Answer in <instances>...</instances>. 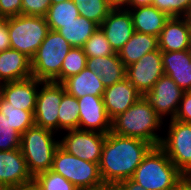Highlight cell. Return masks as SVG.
<instances>
[{
    "label": "cell",
    "mask_w": 191,
    "mask_h": 190,
    "mask_svg": "<svg viewBox=\"0 0 191 190\" xmlns=\"http://www.w3.org/2000/svg\"><path fill=\"white\" fill-rule=\"evenodd\" d=\"M153 147L144 140L108 132L99 162L104 184L117 186L121 181L130 179Z\"/></svg>",
    "instance_id": "cell-1"
},
{
    "label": "cell",
    "mask_w": 191,
    "mask_h": 190,
    "mask_svg": "<svg viewBox=\"0 0 191 190\" xmlns=\"http://www.w3.org/2000/svg\"><path fill=\"white\" fill-rule=\"evenodd\" d=\"M164 123L145 96H141L129 109L111 120V132L138 138L156 147L164 137L160 136Z\"/></svg>",
    "instance_id": "cell-2"
},
{
    "label": "cell",
    "mask_w": 191,
    "mask_h": 190,
    "mask_svg": "<svg viewBox=\"0 0 191 190\" xmlns=\"http://www.w3.org/2000/svg\"><path fill=\"white\" fill-rule=\"evenodd\" d=\"M131 179L147 190H173L184 180V175L171 162L166 152L156 146L147 153Z\"/></svg>",
    "instance_id": "cell-3"
},
{
    "label": "cell",
    "mask_w": 191,
    "mask_h": 190,
    "mask_svg": "<svg viewBox=\"0 0 191 190\" xmlns=\"http://www.w3.org/2000/svg\"><path fill=\"white\" fill-rule=\"evenodd\" d=\"M55 136V132L35 124L21 135L20 148L33 178L51 170L55 152L60 145Z\"/></svg>",
    "instance_id": "cell-4"
},
{
    "label": "cell",
    "mask_w": 191,
    "mask_h": 190,
    "mask_svg": "<svg viewBox=\"0 0 191 190\" xmlns=\"http://www.w3.org/2000/svg\"><path fill=\"white\" fill-rule=\"evenodd\" d=\"M72 46L58 32L49 30L36 54L31 59L32 77L40 81L61 83V68Z\"/></svg>",
    "instance_id": "cell-5"
},
{
    "label": "cell",
    "mask_w": 191,
    "mask_h": 190,
    "mask_svg": "<svg viewBox=\"0 0 191 190\" xmlns=\"http://www.w3.org/2000/svg\"><path fill=\"white\" fill-rule=\"evenodd\" d=\"M10 47L32 59L46 38L49 26L45 17L18 15L6 18Z\"/></svg>",
    "instance_id": "cell-6"
},
{
    "label": "cell",
    "mask_w": 191,
    "mask_h": 190,
    "mask_svg": "<svg viewBox=\"0 0 191 190\" xmlns=\"http://www.w3.org/2000/svg\"><path fill=\"white\" fill-rule=\"evenodd\" d=\"M51 170L62 175L79 190H92L105 186L98 163L73 156L60 145L55 152Z\"/></svg>",
    "instance_id": "cell-7"
},
{
    "label": "cell",
    "mask_w": 191,
    "mask_h": 190,
    "mask_svg": "<svg viewBox=\"0 0 191 190\" xmlns=\"http://www.w3.org/2000/svg\"><path fill=\"white\" fill-rule=\"evenodd\" d=\"M168 121L167 133L163 137L160 147L184 175L191 170V123H185L177 119Z\"/></svg>",
    "instance_id": "cell-8"
},
{
    "label": "cell",
    "mask_w": 191,
    "mask_h": 190,
    "mask_svg": "<svg viewBox=\"0 0 191 190\" xmlns=\"http://www.w3.org/2000/svg\"><path fill=\"white\" fill-rule=\"evenodd\" d=\"M65 93L62 83L43 81L40 84L34 111L35 125L58 132L59 106Z\"/></svg>",
    "instance_id": "cell-9"
},
{
    "label": "cell",
    "mask_w": 191,
    "mask_h": 190,
    "mask_svg": "<svg viewBox=\"0 0 191 190\" xmlns=\"http://www.w3.org/2000/svg\"><path fill=\"white\" fill-rule=\"evenodd\" d=\"M65 133L59 139V144L65 151L85 161L99 164L106 134L81 129H71Z\"/></svg>",
    "instance_id": "cell-10"
},
{
    "label": "cell",
    "mask_w": 191,
    "mask_h": 190,
    "mask_svg": "<svg viewBox=\"0 0 191 190\" xmlns=\"http://www.w3.org/2000/svg\"><path fill=\"white\" fill-rule=\"evenodd\" d=\"M184 92L173 79L162 75L145 95V98L156 111L157 116L164 122L166 116L170 120L175 119Z\"/></svg>",
    "instance_id": "cell-11"
},
{
    "label": "cell",
    "mask_w": 191,
    "mask_h": 190,
    "mask_svg": "<svg viewBox=\"0 0 191 190\" xmlns=\"http://www.w3.org/2000/svg\"><path fill=\"white\" fill-rule=\"evenodd\" d=\"M125 75L136 90L145 96L164 75L161 50L145 54L139 61L127 66Z\"/></svg>",
    "instance_id": "cell-12"
},
{
    "label": "cell",
    "mask_w": 191,
    "mask_h": 190,
    "mask_svg": "<svg viewBox=\"0 0 191 190\" xmlns=\"http://www.w3.org/2000/svg\"><path fill=\"white\" fill-rule=\"evenodd\" d=\"M99 28L104 33L115 53L122 49L135 32L132 16L129 10L122 6H115Z\"/></svg>",
    "instance_id": "cell-13"
},
{
    "label": "cell",
    "mask_w": 191,
    "mask_h": 190,
    "mask_svg": "<svg viewBox=\"0 0 191 190\" xmlns=\"http://www.w3.org/2000/svg\"><path fill=\"white\" fill-rule=\"evenodd\" d=\"M77 99L79 105L78 129L102 134L111 131V119L107 115L103 96L85 95Z\"/></svg>",
    "instance_id": "cell-14"
},
{
    "label": "cell",
    "mask_w": 191,
    "mask_h": 190,
    "mask_svg": "<svg viewBox=\"0 0 191 190\" xmlns=\"http://www.w3.org/2000/svg\"><path fill=\"white\" fill-rule=\"evenodd\" d=\"M42 82L31 77L25 80L2 83L1 96L6 99L7 106L35 111L38 89Z\"/></svg>",
    "instance_id": "cell-15"
},
{
    "label": "cell",
    "mask_w": 191,
    "mask_h": 190,
    "mask_svg": "<svg viewBox=\"0 0 191 190\" xmlns=\"http://www.w3.org/2000/svg\"><path fill=\"white\" fill-rule=\"evenodd\" d=\"M33 180L21 148L0 151V187H11Z\"/></svg>",
    "instance_id": "cell-16"
},
{
    "label": "cell",
    "mask_w": 191,
    "mask_h": 190,
    "mask_svg": "<svg viewBox=\"0 0 191 190\" xmlns=\"http://www.w3.org/2000/svg\"><path fill=\"white\" fill-rule=\"evenodd\" d=\"M141 96L127 78L106 87L103 94V101L108 117L112 120L117 115L125 112Z\"/></svg>",
    "instance_id": "cell-17"
},
{
    "label": "cell",
    "mask_w": 191,
    "mask_h": 190,
    "mask_svg": "<svg viewBox=\"0 0 191 190\" xmlns=\"http://www.w3.org/2000/svg\"><path fill=\"white\" fill-rule=\"evenodd\" d=\"M164 75L169 76L185 92L191 91V52L161 51Z\"/></svg>",
    "instance_id": "cell-18"
},
{
    "label": "cell",
    "mask_w": 191,
    "mask_h": 190,
    "mask_svg": "<svg viewBox=\"0 0 191 190\" xmlns=\"http://www.w3.org/2000/svg\"><path fill=\"white\" fill-rule=\"evenodd\" d=\"M32 77L31 59L18 50L0 52V82H13Z\"/></svg>",
    "instance_id": "cell-19"
},
{
    "label": "cell",
    "mask_w": 191,
    "mask_h": 190,
    "mask_svg": "<svg viewBox=\"0 0 191 190\" xmlns=\"http://www.w3.org/2000/svg\"><path fill=\"white\" fill-rule=\"evenodd\" d=\"M190 30L183 17H170L158 36L161 51H181L189 47Z\"/></svg>",
    "instance_id": "cell-20"
},
{
    "label": "cell",
    "mask_w": 191,
    "mask_h": 190,
    "mask_svg": "<svg viewBox=\"0 0 191 190\" xmlns=\"http://www.w3.org/2000/svg\"><path fill=\"white\" fill-rule=\"evenodd\" d=\"M86 67L100 76L105 88L126 78V67L118 53L102 57H87Z\"/></svg>",
    "instance_id": "cell-21"
},
{
    "label": "cell",
    "mask_w": 191,
    "mask_h": 190,
    "mask_svg": "<svg viewBox=\"0 0 191 190\" xmlns=\"http://www.w3.org/2000/svg\"><path fill=\"white\" fill-rule=\"evenodd\" d=\"M129 10L134 30L139 33L149 34L158 37L164 28L166 21L170 18L165 12L155 6H143Z\"/></svg>",
    "instance_id": "cell-22"
},
{
    "label": "cell",
    "mask_w": 191,
    "mask_h": 190,
    "mask_svg": "<svg viewBox=\"0 0 191 190\" xmlns=\"http://www.w3.org/2000/svg\"><path fill=\"white\" fill-rule=\"evenodd\" d=\"M62 84L66 92L76 98L85 95L103 96L105 90L100 76L87 67L77 75L67 78Z\"/></svg>",
    "instance_id": "cell-23"
},
{
    "label": "cell",
    "mask_w": 191,
    "mask_h": 190,
    "mask_svg": "<svg viewBox=\"0 0 191 190\" xmlns=\"http://www.w3.org/2000/svg\"><path fill=\"white\" fill-rule=\"evenodd\" d=\"M158 49V37L135 31L118 55L124 66L127 67L139 61L145 54Z\"/></svg>",
    "instance_id": "cell-24"
},
{
    "label": "cell",
    "mask_w": 191,
    "mask_h": 190,
    "mask_svg": "<svg viewBox=\"0 0 191 190\" xmlns=\"http://www.w3.org/2000/svg\"><path fill=\"white\" fill-rule=\"evenodd\" d=\"M98 28V24L83 16H78L74 21L64 24L58 32L72 47L83 48L85 42Z\"/></svg>",
    "instance_id": "cell-25"
},
{
    "label": "cell",
    "mask_w": 191,
    "mask_h": 190,
    "mask_svg": "<svg viewBox=\"0 0 191 190\" xmlns=\"http://www.w3.org/2000/svg\"><path fill=\"white\" fill-rule=\"evenodd\" d=\"M79 15L78 8L72 0L51 4L45 16L50 30L58 31L64 24L74 21Z\"/></svg>",
    "instance_id": "cell-26"
},
{
    "label": "cell",
    "mask_w": 191,
    "mask_h": 190,
    "mask_svg": "<svg viewBox=\"0 0 191 190\" xmlns=\"http://www.w3.org/2000/svg\"><path fill=\"white\" fill-rule=\"evenodd\" d=\"M79 127L78 99L67 92L63 95L58 112V132L60 134Z\"/></svg>",
    "instance_id": "cell-27"
},
{
    "label": "cell",
    "mask_w": 191,
    "mask_h": 190,
    "mask_svg": "<svg viewBox=\"0 0 191 190\" xmlns=\"http://www.w3.org/2000/svg\"><path fill=\"white\" fill-rule=\"evenodd\" d=\"M80 16L93 21L99 26L115 7L111 0H72Z\"/></svg>",
    "instance_id": "cell-28"
},
{
    "label": "cell",
    "mask_w": 191,
    "mask_h": 190,
    "mask_svg": "<svg viewBox=\"0 0 191 190\" xmlns=\"http://www.w3.org/2000/svg\"><path fill=\"white\" fill-rule=\"evenodd\" d=\"M0 112L7 116L13 128L21 135L35 124L34 111H26L7 106V101L2 96H0Z\"/></svg>",
    "instance_id": "cell-29"
},
{
    "label": "cell",
    "mask_w": 191,
    "mask_h": 190,
    "mask_svg": "<svg viewBox=\"0 0 191 190\" xmlns=\"http://www.w3.org/2000/svg\"><path fill=\"white\" fill-rule=\"evenodd\" d=\"M87 56L83 48L72 47L65 56L61 68V83L86 68Z\"/></svg>",
    "instance_id": "cell-30"
},
{
    "label": "cell",
    "mask_w": 191,
    "mask_h": 190,
    "mask_svg": "<svg viewBox=\"0 0 191 190\" xmlns=\"http://www.w3.org/2000/svg\"><path fill=\"white\" fill-rule=\"evenodd\" d=\"M83 50L87 57H102L115 54L100 28L85 42Z\"/></svg>",
    "instance_id": "cell-31"
},
{
    "label": "cell",
    "mask_w": 191,
    "mask_h": 190,
    "mask_svg": "<svg viewBox=\"0 0 191 190\" xmlns=\"http://www.w3.org/2000/svg\"><path fill=\"white\" fill-rule=\"evenodd\" d=\"M33 179L40 190H79L62 175L52 170L39 173Z\"/></svg>",
    "instance_id": "cell-32"
},
{
    "label": "cell",
    "mask_w": 191,
    "mask_h": 190,
    "mask_svg": "<svg viewBox=\"0 0 191 190\" xmlns=\"http://www.w3.org/2000/svg\"><path fill=\"white\" fill-rule=\"evenodd\" d=\"M21 134L13 128L7 116L0 112V151L20 148Z\"/></svg>",
    "instance_id": "cell-33"
},
{
    "label": "cell",
    "mask_w": 191,
    "mask_h": 190,
    "mask_svg": "<svg viewBox=\"0 0 191 190\" xmlns=\"http://www.w3.org/2000/svg\"><path fill=\"white\" fill-rule=\"evenodd\" d=\"M151 5L169 17H183L191 9V0H154Z\"/></svg>",
    "instance_id": "cell-34"
},
{
    "label": "cell",
    "mask_w": 191,
    "mask_h": 190,
    "mask_svg": "<svg viewBox=\"0 0 191 190\" xmlns=\"http://www.w3.org/2000/svg\"><path fill=\"white\" fill-rule=\"evenodd\" d=\"M21 14L45 17L48 8L51 6L50 0H21Z\"/></svg>",
    "instance_id": "cell-35"
},
{
    "label": "cell",
    "mask_w": 191,
    "mask_h": 190,
    "mask_svg": "<svg viewBox=\"0 0 191 190\" xmlns=\"http://www.w3.org/2000/svg\"><path fill=\"white\" fill-rule=\"evenodd\" d=\"M175 119L191 123V91L183 93Z\"/></svg>",
    "instance_id": "cell-36"
},
{
    "label": "cell",
    "mask_w": 191,
    "mask_h": 190,
    "mask_svg": "<svg viewBox=\"0 0 191 190\" xmlns=\"http://www.w3.org/2000/svg\"><path fill=\"white\" fill-rule=\"evenodd\" d=\"M21 0H0V15L9 18L21 15Z\"/></svg>",
    "instance_id": "cell-37"
},
{
    "label": "cell",
    "mask_w": 191,
    "mask_h": 190,
    "mask_svg": "<svg viewBox=\"0 0 191 190\" xmlns=\"http://www.w3.org/2000/svg\"><path fill=\"white\" fill-rule=\"evenodd\" d=\"M9 48L11 47L6 18L0 15V52L5 51Z\"/></svg>",
    "instance_id": "cell-38"
},
{
    "label": "cell",
    "mask_w": 191,
    "mask_h": 190,
    "mask_svg": "<svg viewBox=\"0 0 191 190\" xmlns=\"http://www.w3.org/2000/svg\"><path fill=\"white\" fill-rule=\"evenodd\" d=\"M116 187L118 190H147L131 178L121 181Z\"/></svg>",
    "instance_id": "cell-39"
},
{
    "label": "cell",
    "mask_w": 191,
    "mask_h": 190,
    "mask_svg": "<svg viewBox=\"0 0 191 190\" xmlns=\"http://www.w3.org/2000/svg\"><path fill=\"white\" fill-rule=\"evenodd\" d=\"M154 0H127L122 7L125 9L150 6Z\"/></svg>",
    "instance_id": "cell-40"
},
{
    "label": "cell",
    "mask_w": 191,
    "mask_h": 190,
    "mask_svg": "<svg viewBox=\"0 0 191 190\" xmlns=\"http://www.w3.org/2000/svg\"><path fill=\"white\" fill-rule=\"evenodd\" d=\"M6 190H40L34 179L28 183L7 187Z\"/></svg>",
    "instance_id": "cell-41"
},
{
    "label": "cell",
    "mask_w": 191,
    "mask_h": 190,
    "mask_svg": "<svg viewBox=\"0 0 191 190\" xmlns=\"http://www.w3.org/2000/svg\"><path fill=\"white\" fill-rule=\"evenodd\" d=\"M173 190H191V187L182 180Z\"/></svg>",
    "instance_id": "cell-42"
},
{
    "label": "cell",
    "mask_w": 191,
    "mask_h": 190,
    "mask_svg": "<svg viewBox=\"0 0 191 190\" xmlns=\"http://www.w3.org/2000/svg\"><path fill=\"white\" fill-rule=\"evenodd\" d=\"M191 32V9L183 16Z\"/></svg>",
    "instance_id": "cell-43"
},
{
    "label": "cell",
    "mask_w": 191,
    "mask_h": 190,
    "mask_svg": "<svg viewBox=\"0 0 191 190\" xmlns=\"http://www.w3.org/2000/svg\"><path fill=\"white\" fill-rule=\"evenodd\" d=\"M184 180L191 187V170L184 174Z\"/></svg>",
    "instance_id": "cell-44"
},
{
    "label": "cell",
    "mask_w": 191,
    "mask_h": 190,
    "mask_svg": "<svg viewBox=\"0 0 191 190\" xmlns=\"http://www.w3.org/2000/svg\"><path fill=\"white\" fill-rule=\"evenodd\" d=\"M92 190H115L114 185H105L103 187L97 188V189H92Z\"/></svg>",
    "instance_id": "cell-45"
},
{
    "label": "cell",
    "mask_w": 191,
    "mask_h": 190,
    "mask_svg": "<svg viewBox=\"0 0 191 190\" xmlns=\"http://www.w3.org/2000/svg\"><path fill=\"white\" fill-rule=\"evenodd\" d=\"M115 6H122L127 0H111Z\"/></svg>",
    "instance_id": "cell-46"
},
{
    "label": "cell",
    "mask_w": 191,
    "mask_h": 190,
    "mask_svg": "<svg viewBox=\"0 0 191 190\" xmlns=\"http://www.w3.org/2000/svg\"><path fill=\"white\" fill-rule=\"evenodd\" d=\"M51 4H56V3H60V2H64V1H68V0H50Z\"/></svg>",
    "instance_id": "cell-47"
},
{
    "label": "cell",
    "mask_w": 191,
    "mask_h": 190,
    "mask_svg": "<svg viewBox=\"0 0 191 190\" xmlns=\"http://www.w3.org/2000/svg\"><path fill=\"white\" fill-rule=\"evenodd\" d=\"M188 50L191 52V32H190V35H189V47H188Z\"/></svg>",
    "instance_id": "cell-48"
},
{
    "label": "cell",
    "mask_w": 191,
    "mask_h": 190,
    "mask_svg": "<svg viewBox=\"0 0 191 190\" xmlns=\"http://www.w3.org/2000/svg\"><path fill=\"white\" fill-rule=\"evenodd\" d=\"M1 86H2V83L0 82V96H1Z\"/></svg>",
    "instance_id": "cell-49"
},
{
    "label": "cell",
    "mask_w": 191,
    "mask_h": 190,
    "mask_svg": "<svg viewBox=\"0 0 191 190\" xmlns=\"http://www.w3.org/2000/svg\"><path fill=\"white\" fill-rule=\"evenodd\" d=\"M0 190H6V188H4V187H0Z\"/></svg>",
    "instance_id": "cell-50"
}]
</instances>
